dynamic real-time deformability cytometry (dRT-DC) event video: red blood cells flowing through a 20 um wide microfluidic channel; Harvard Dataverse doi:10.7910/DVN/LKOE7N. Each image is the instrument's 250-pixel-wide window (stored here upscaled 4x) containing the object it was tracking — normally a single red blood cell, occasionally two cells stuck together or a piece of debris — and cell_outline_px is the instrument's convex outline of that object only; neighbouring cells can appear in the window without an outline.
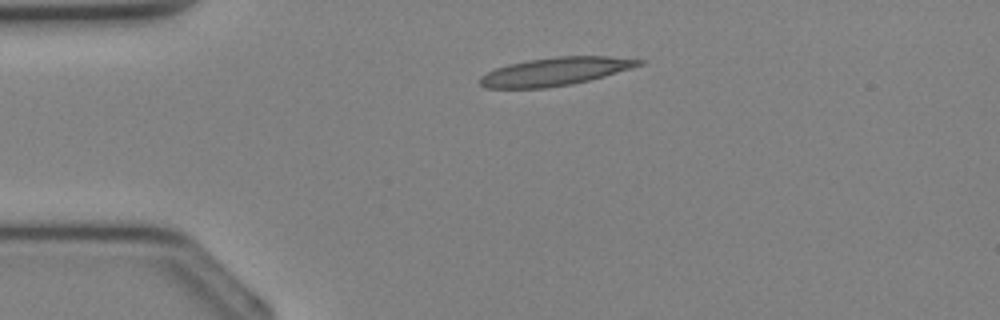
{"species": "Egyptian fruit bat (a non-hibernating species)", "species_latin": "Rousettus aegyptiacus", "temperature_condition": "cold", "stored_images_in_passage": 12, "camera_frame_rate_fps": 3000, "um_per_image_px": 0.085, "animal": {"sex": "female"}, "frame": {"image": 1, "passage_image": 7, "time_ms": 2.0, "image_size_px": [1000, 320], "cell_outline_px": [[648, 60], [644, 64], [632, 68], [604, 76], [572, 84], [544, 88], [488, 88], [480, 84], [480, 76], [496, 68], [508, 64], [528, 60], [556, 56], [608, 56]], "centroid_in_image_um": [47.24, 6.07], "position_along_channel_um": 37.8, "area_um2": 26.01}}
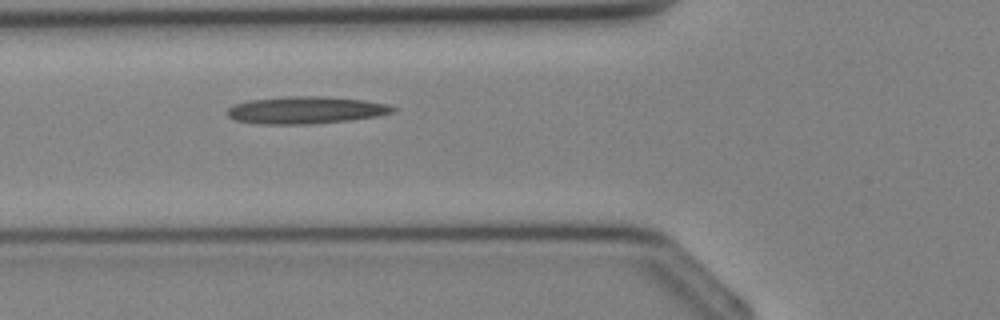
{"frame": {"image": 2, "passage_image": 12, "time_ms": 3.667, "image_size_px": [1000, 320], "cell_outline_px": [[396, 112], [376, 116], [348, 120], [308, 124], [260, 124], [236, 120], [228, 116], [228, 108], [236, 104], [248, 100], [284, 96], [328, 96], [364, 100], [388, 104], [396, 108]], "centroid_in_image_um": [26.01, 9.35], "position_along_channel_um": 99.8, "area_um2": 26.3}}